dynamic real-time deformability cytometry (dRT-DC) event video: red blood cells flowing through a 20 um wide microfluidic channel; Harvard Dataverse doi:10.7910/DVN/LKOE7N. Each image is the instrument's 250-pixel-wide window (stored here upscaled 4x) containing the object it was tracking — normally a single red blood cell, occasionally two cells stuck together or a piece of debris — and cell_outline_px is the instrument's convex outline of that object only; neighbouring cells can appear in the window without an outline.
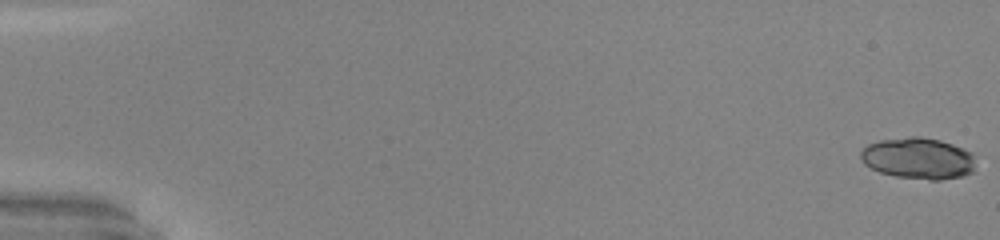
{"species": "common noctule bat (a hibernating species)", "species_latin": "Nyctalus noctula", "temperature_condition": "warm", "stored_images_in_passage": 51, "camera_frame_rate_fps": 3000, "um_per_image_px": 0.085, "animal": {"sex": "male", "body_mass_g": 20.0, "forearm_length_mm": 53.3}, "frame": {"image": 1, "passage_image": 1, "time_ms": 0.0, "image_size_px": [1000, 240], "cell_outline_px": [[972, 172], [964, 176], [940, 180], [928, 180], [896, 176], [880, 172], [864, 164], [860, 160], [860, 152], [868, 144], [880, 140], [908, 136], [920, 136], [940, 140], [952, 144], [972, 152]], "centroid_in_image_um": [78.01, 13.45], "position_along_channel_um": 7.0, "area_um2": 27.69}}
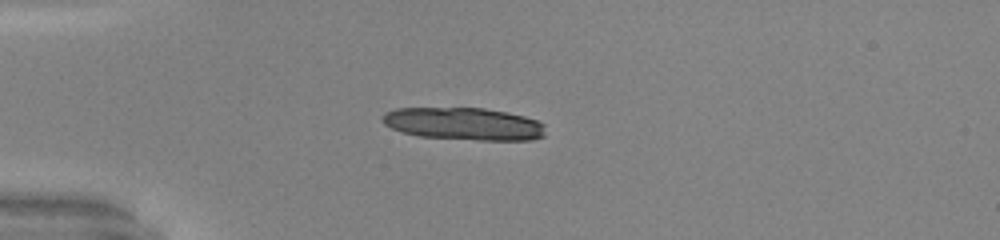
{"frame": {"image": 2, "passage_image": 15, "time_ms": 4.667, "image_size_px": [1000, 240], "cell_outline_px": [[544, 136], [532, 140], [476, 140], [420, 136], [400, 132], [384, 124], [380, 120], [380, 116], [384, 112], [396, 108], [484, 108], [524, 116], [536, 120], [544, 124]], "centroid_in_image_um": [39.38, 10.52], "position_along_channel_um": 45.6, "area_um2": 30.98}}
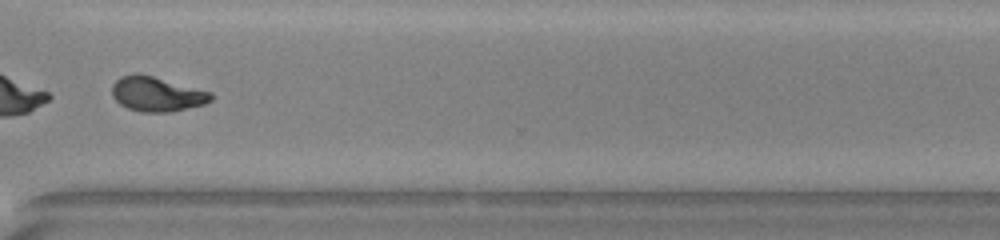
{"frame": {"image": 3, "passage_image": 40, "time_ms": 13.0, "image_size_px": [1000, 240], "cell_outline_px": [[212, 100], [204, 104], [172, 112], [140, 112], [128, 108], [120, 104], [112, 96], [112, 84], [120, 76], [136, 72], [140, 72], [212, 92]], "centroid_in_image_um": [13.31, 7.98], "position_along_channel_um": 357.3, "area_um2": 20.29}, "authors_computed_cell_mechanics": {"area_um2": 27.166, "velocity_mm_per_s": 4.1555, "shape_relaxation_time_tau1_ms": 7.7885, "shape_relaxation_time_tau2_ms": 1.7663, "deformation_change_tau1": 0.2809, "deformation_change_tau2": 0.077}}